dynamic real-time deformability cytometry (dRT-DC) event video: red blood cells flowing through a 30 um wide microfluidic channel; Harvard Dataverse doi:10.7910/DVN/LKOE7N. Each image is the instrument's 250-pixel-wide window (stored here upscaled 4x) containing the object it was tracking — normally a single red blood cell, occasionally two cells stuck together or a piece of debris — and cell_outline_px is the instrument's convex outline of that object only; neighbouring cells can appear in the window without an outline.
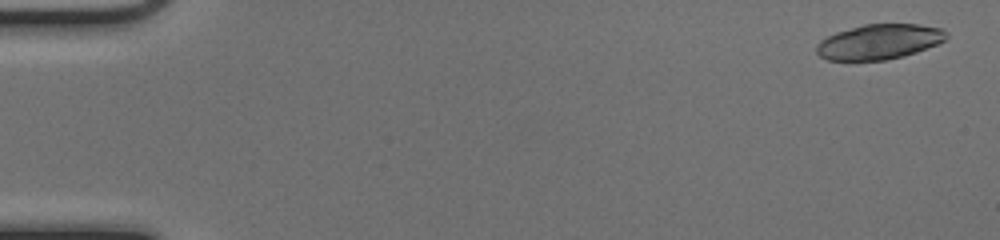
{"species": "common noctule bat (a hibernating species)", "species_latin": "Nyctalus noctula", "temperature_condition": "cold", "stored_images_in_passage": 50, "camera_frame_rate_fps": 3000, "um_per_image_px": 0.085, "animal": {"sex": "female", "body_mass_g": 17.0, "forearm_length_mm": 48.0}, "frame": {"image": 1, "passage_image": 2, "time_ms": 0.333, "image_size_px": [1000, 240], "cell_outline_px": [[948, 36], [944, 40], [936, 44], [916, 52], [904, 56], [884, 60], [828, 60], [820, 56], [816, 52], [816, 44], [820, 40], [836, 32], [864, 24], [920, 24], [940, 28], [948, 32]], "centroid_in_image_um": [74.72, 3.54], "position_along_channel_um": 10.3, "area_um2": 26.47}}
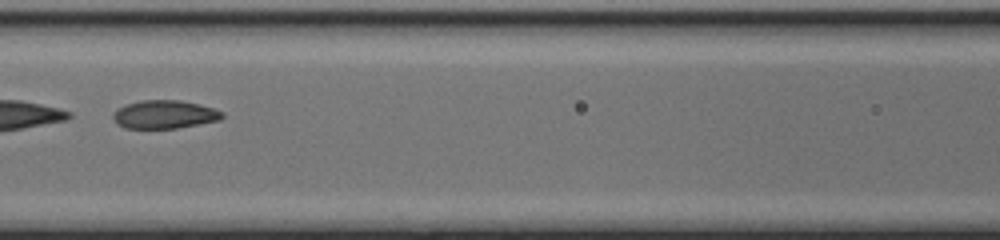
{"frame": {"image": 2, "passage_image": 24, "time_ms": 7.667, "image_size_px": [1000, 240], "cell_outline_px": [[224, 116], [220, 120], [176, 128], [124, 128], [116, 124], [112, 116], [120, 108], [128, 104], [140, 100], [180, 100], [212, 108], [224, 112]], "centroid_in_image_um": [13.99, 9.73], "position_along_channel_um": 152.6, "area_um2": 17.74}}
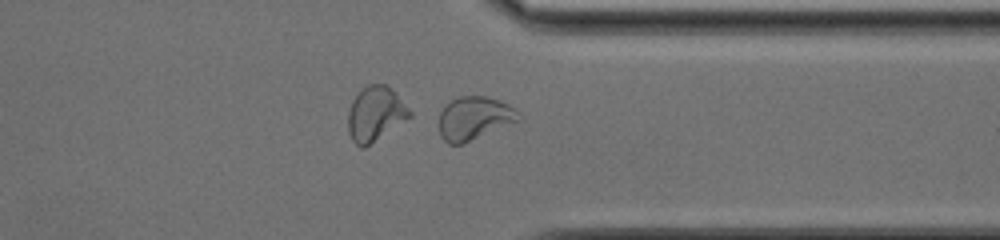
{"frame": {"image": 3, "passage_image": 40, "time_ms": 13.0, "image_size_px": [1000, 240], "cell_outline_px": [[520, 120], [464, 144], [448, 144], [440, 136], [440, 112], [452, 100], [460, 96], [484, 96], [500, 100], [516, 108]], "centroid_in_image_um": [40.32, 10.06], "position_along_channel_um": 371.1, "area_um2": 20.0}}